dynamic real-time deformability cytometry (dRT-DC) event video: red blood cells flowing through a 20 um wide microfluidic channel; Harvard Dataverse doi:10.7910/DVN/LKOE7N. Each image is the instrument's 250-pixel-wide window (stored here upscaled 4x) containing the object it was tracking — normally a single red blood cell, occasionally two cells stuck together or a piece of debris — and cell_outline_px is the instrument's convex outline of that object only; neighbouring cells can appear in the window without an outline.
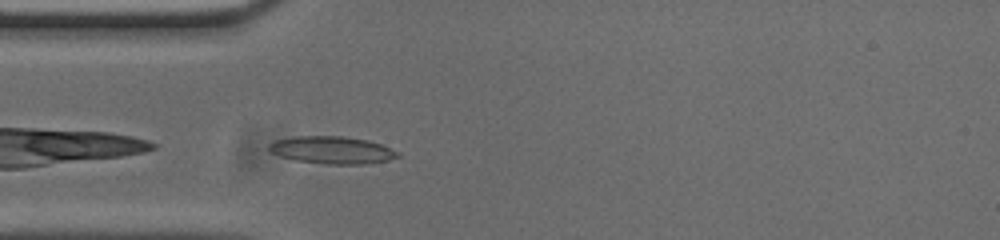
{"species": "common noctule bat (a hibernating species)", "species_latin": "Nyctalus noctula", "temperature_condition": "cold", "stored_images_in_passage": 37, "camera_frame_rate_fps": 3000, "um_per_image_px": 0.085, "animal": {"sex": "male", "body_mass_g": 20.0, "forearm_length_mm": 53.3}, "frame": {"image": 1, "passage_image": 1, "time_ms": 0.0, "image_size_px": [1000, 240], "cell_outline_px": [[400, 156], [388, 160], [364, 164], [324, 164], [296, 160], [280, 156], [268, 152], [268, 144], [276, 140], [292, 136], [340, 136], [368, 140], [380, 144], [400, 152]], "centroid_in_image_um": [28.19, 12.75], "position_along_channel_um": 56.8, "area_um2": 20.63}}
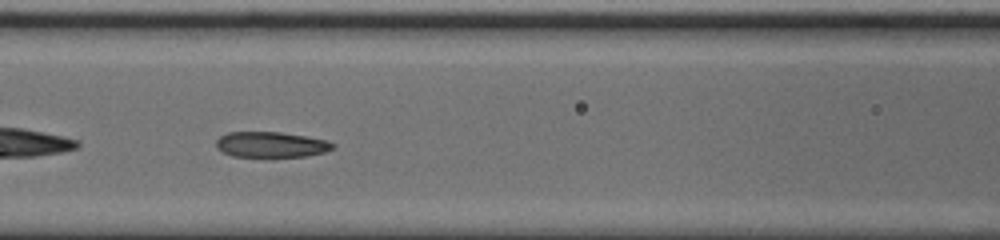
{"frame": {"image": 2, "passage_image": 8, "time_ms": 2.333, "image_size_px": [1000, 240], "cell_outline_px": [[336, 144], [332, 148], [324, 152], [304, 156], [268, 160], [232, 156], [216, 148], [216, 140], [220, 136], [228, 132], [280, 132], [328, 140]], "centroid_in_image_um": [23.01, 12.34], "position_along_channel_um": 143.6, "area_um2": 18.21}}
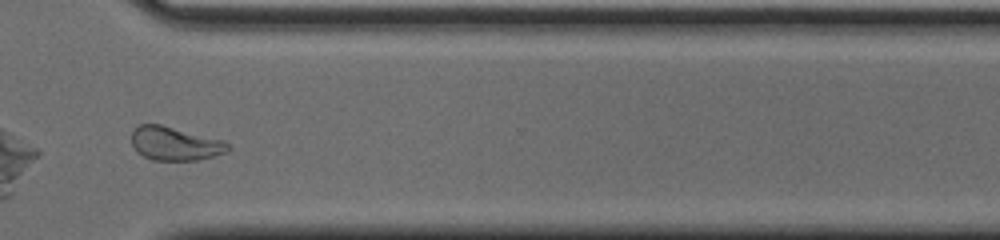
{"frame": {"image": 3, "passage_image": 25, "time_ms": 8.0, "image_size_px": [1000, 240], "cell_outline_px": [[232, 148], [224, 152], [200, 160], [156, 160], [144, 156], [136, 152], [132, 144], [132, 132], [140, 124], [160, 124], [224, 140]], "centroid_in_image_um": [14.87, 12.2], "position_along_channel_um": 355.7, "area_um2": 18.79}, "authors_computed_cell_mechanics": {"area_um2": 18.785, "velocity_mm_per_s": 3.7459, "shape_relaxation_time_tau1_ms": null, "shape_relaxation_time_tau2_ms": 1.8488, "deformation_change_tau1": null, "deformation_change_tau2": 0.0868}}